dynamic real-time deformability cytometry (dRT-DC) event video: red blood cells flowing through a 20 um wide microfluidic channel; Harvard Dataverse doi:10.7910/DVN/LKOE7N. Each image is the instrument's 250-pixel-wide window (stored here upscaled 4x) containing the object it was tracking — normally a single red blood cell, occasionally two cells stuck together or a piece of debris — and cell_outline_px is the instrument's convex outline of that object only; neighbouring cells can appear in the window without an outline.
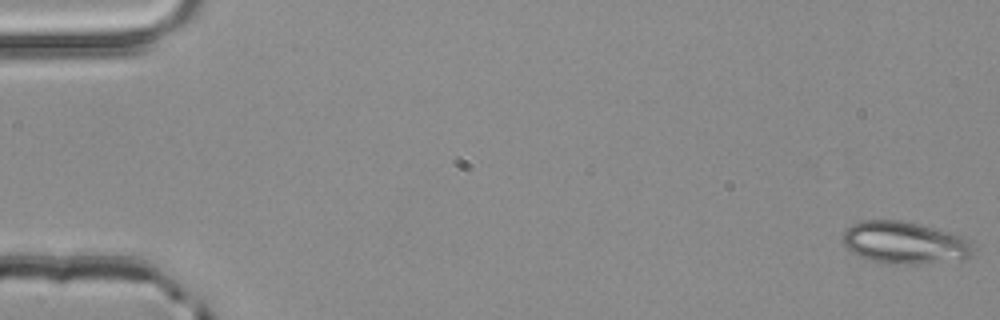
{"species": "common noctule bat (a hibernating species)", "species_latin": "Nyctalus noctula", "temperature_condition": "room temperature", "stored_images_in_passage": 53, "camera_frame_rate_fps": 3000, "um_per_image_px": 0.085, "animal": {"sex": "male", "body_mass_g": 20.4}, "frame": {"image": 1, "passage_image": 1, "time_ms": 0.0, "image_size_px": [1000, 320], "cell_outline_px": [[972, 256], [968, 260], [916, 264], [884, 264], [860, 256], [852, 252], [840, 240], [844, 232], [852, 224], [860, 220], [900, 220], [920, 224], [948, 232], [972, 240]], "centroid_in_image_um": [76.92, 20.64], "position_along_channel_um": 8.1, "area_um2": 32.48}}
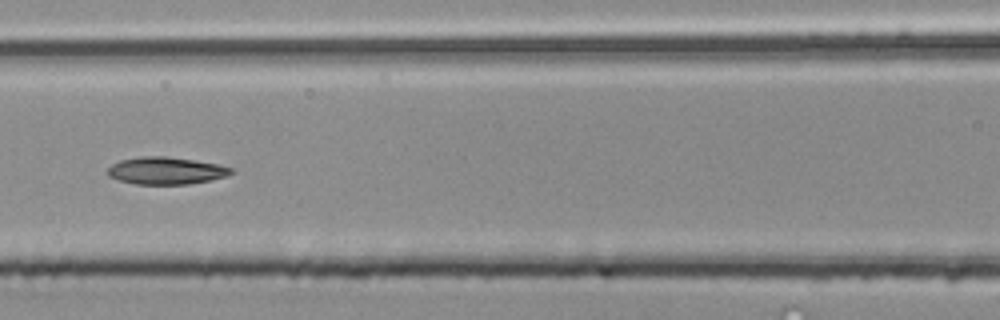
{"frame": {"image": 2, "passage_image": 24, "time_ms": 7.667, "image_size_px": [1000, 320], "cell_outline_px": [[232, 172], [224, 176], [208, 180], [188, 184], [136, 184], [120, 180], [108, 176], [104, 172], [112, 164], [120, 160], [140, 156], [164, 156], [192, 160], [216, 164], [232, 168]], "centroid_in_image_um": [14.02, 14.5], "position_along_channel_um": 152.6, "area_um2": 19.36}}
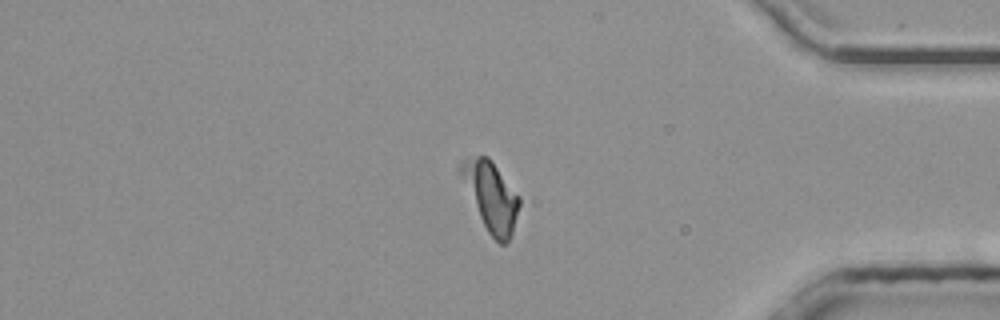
{"frame": {"image": 3, "passage_image": 44, "time_ms": 14.333, "image_size_px": [1000, 320], "cell_outline_px": [[520, 204], [512, 232], [508, 240], [504, 244], [500, 244], [488, 232], [456, 172], [456, 168], [460, 160], [476, 156], [488, 156], [520, 196]], "centroid_in_image_um": [41.68, 16.62], "position_along_channel_um": 393.5, "area_um2": 23.58}, "authors_computed_cell_mechanics": {"area_um2": 21.9062, "velocity_mm_per_s": 4.011, "shape_relaxation_time_tau1_ms": null, "shape_relaxation_time_tau2_ms": 3.4501, "deformation_change_tau1": null, "deformation_change_tau2": 0.0927}}